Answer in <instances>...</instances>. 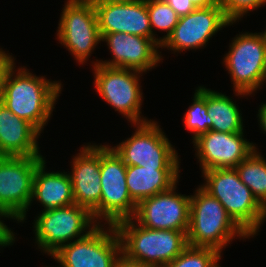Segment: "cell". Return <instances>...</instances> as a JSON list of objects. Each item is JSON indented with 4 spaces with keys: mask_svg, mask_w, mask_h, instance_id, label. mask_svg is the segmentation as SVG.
<instances>
[{
    "mask_svg": "<svg viewBox=\"0 0 266 267\" xmlns=\"http://www.w3.org/2000/svg\"><path fill=\"white\" fill-rule=\"evenodd\" d=\"M15 65L6 75L1 102L41 133L52 116L62 84L60 81L47 80L44 76H36L26 67L21 66L16 70Z\"/></svg>",
    "mask_w": 266,
    "mask_h": 267,
    "instance_id": "6da1fadb",
    "label": "cell"
},
{
    "mask_svg": "<svg viewBox=\"0 0 266 267\" xmlns=\"http://www.w3.org/2000/svg\"><path fill=\"white\" fill-rule=\"evenodd\" d=\"M200 185L218 199L234 222L249 236H255L266 220V209L252 191L240 180L235 168L209 169L202 172Z\"/></svg>",
    "mask_w": 266,
    "mask_h": 267,
    "instance_id": "7a4b0ae2",
    "label": "cell"
},
{
    "mask_svg": "<svg viewBox=\"0 0 266 267\" xmlns=\"http://www.w3.org/2000/svg\"><path fill=\"white\" fill-rule=\"evenodd\" d=\"M122 254L129 260L152 267H164L188 246L187 232L145 228L133 218L115 225Z\"/></svg>",
    "mask_w": 266,
    "mask_h": 267,
    "instance_id": "3957f363",
    "label": "cell"
},
{
    "mask_svg": "<svg viewBox=\"0 0 266 267\" xmlns=\"http://www.w3.org/2000/svg\"><path fill=\"white\" fill-rule=\"evenodd\" d=\"M235 237L250 238L229 216L218 199L201 186L190 195L188 245L209 247L222 253Z\"/></svg>",
    "mask_w": 266,
    "mask_h": 267,
    "instance_id": "277c9868",
    "label": "cell"
},
{
    "mask_svg": "<svg viewBox=\"0 0 266 267\" xmlns=\"http://www.w3.org/2000/svg\"><path fill=\"white\" fill-rule=\"evenodd\" d=\"M126 164L112 146L100 145L101 199L91 212L95 221L105 225L133 218L137 204L131 199L126 183Z\"/></svg>",
    "mask_w": 266,
    "mask_h": 267,
    "instance_id": "5b68a950",
    "label": "cell"
},
{
    "mask_svg": "<svg viewBox=\"0 0 266 267\" xmlns=\"http://www.w3.org/2000/svg\"><path fill=\"white\" fill-rule=\"evenodd\" d=\"M233 39L223 63L235 96H250L266 82V43L259 32L241 33Z\"/></svg>",
    "mask_w": 266,
    "mask_h": 267,
    "instance_id": "8992f818",
    "label": "cell"
},
{
    "mask_svg": "<svg viewBox=\"0 0 266 267\" xmlns=\"http://www.w3.org/2000/svg\"><path fill=\"white\" fill-rule=\"evenodd\" d=\"M38 215L33 225L35 243L49 256L61 246L83 238L98 225L92 213L76 203L45 210Z\"/></svg>",
    "mask_w": 266,
    "mask_h": 267,
    "instance_id": "52a82bcc",
    "label": "cell"
},
{
    "mask_svg": "<svg viewBox=\"0 0 266 267\" xmlns=\"http://www.w3.org/2000/svg\"><path fill=\"white\" fill-rule=\"evenodd\" d=\"M43 156H0V216L24 222L31 206L33 180Z\"/></svg>",
    "mask_w": 266,
    "mask_h": 267,
    "instance_id": "ba28073f",
    "label": "cell"
},
{
    "mask_svg": "<svg viewBox=\"0 0 266 267\" xmlns=\"http://www.w3.org/2000/svg\"><path fill=\"white\" fill-rule=\"evenodd\" d=\"M134 134L113 146L126 166L146 168H179V156L170 140L162 132L158 122L150 121L132 124Z\"/></svg>",
    "mask_w": 266,
    "mask_h": 267,
    "instance_id": "9c48e42d",
    "label": "cell"
},
{
    "mask_svg": "<svg viewBox=\"0 0 266 267\" xmlns=\"http://www.w3.org/2000/svg\"><path fill=\"white\" fill-rule=\"evenodd\" d=\"M96 92L115 111L123 114L131 124L150 121L141 117L143 93L140 87V71L118 67L94 65Z\"/></svg>",
    "mask_w": 266,
    "mask_h": 267,
    "instance_id": "30bf717a",
    "label": "cell"
},
{
    "mask_svg": "<svg viewBox=\"0 0 266 267\" xmlns=\"http://www.w3.org/2000/svg\"><path fill=\"white\" fill-rule=\"evenodd\" d=\"M98 224L83 238L61 246L51 255L60 267H112L122 254L115 225Z\"/></svg>",
    "mask_w": 266,
    "mask_h": 267,
    "instance_id": "8fae6325",
    "label": "cell"
},
{
    "mask_svg": "<svg viewBox=\"0 0 266 267\" xmlns=\"http://www.w3.org/2000/svg\"><path fill=\"white\" fill-rule=\"evenodd\" d=\"M64 5L57 39L73 54L77 62L86 63L102 40L95 7L87 0H67Z\"/></svg>",
    "mask_w": 266,
    "mask_h": 267,
    "instance_id": "7c38bea8",
    "label": "cell"
},
{
    "mask_svg": "<svg viewBox=\"0 0 266 267\" xmlns=\"http://www.w3.org/2000/svg\"><path fill=\"white\" fill-rule=\"evenodd\" d=\"M225 16L220 2L213 6L196 8L181 16L172 33L161 43L174 52L200 49L222 28L232 25Z\"/></svg>",
    "mask_w": 266,
    "mask_h": 267,
    "instance_id": "4fadbf2b",
    "label": "cell"
},
{
    "mask_svg": "<svg viewBox=\"0 0 266 267\" xmlns=\"http://www.w3.org/2000/svg\"><path fill=\"white\" fill-rule=\"evenodd\" d=\"M176 188L177 184L168 191L140 201L133 219L145 228L187 232L190 195L178 194Z\"/></svg>",
    "mask_w": 266,
    "mask_h": 267,
    "instance_id": "5bb4252c",
    "label": "cell"
},
{
    "mask_svg": "<svg viewBox=\"0 0 266 267\" xmlns=\"http://www.w3.org/2000/svg\"><path fill=\"white\" fill-rule=\"evenodd\" d=\"M243 132L223 133L209 130L193 141L200 169L235 168L257 147Z\"/></svg>",
    "mask_w": 266,
    "mask_h": 267,
    "instance_id": "9a60e30c",
    "label": "cell"
},
{
    "mask_svg": "<svg viewBox=\"0 0 266 267\" xmlns=\"http://www.w3.org/2000/svg\"><path fill=\"white\" fill-rule=\"evenodd\" d=\"M102 42H106L112 53L110 61H98L94 65L133 69L146 73L158 66L162 60L160 48L152 39L127 33L100 34Z\"/></svg>",
    "mask_w": 266,
    "mask_h": 267,
    "instance_id": "2e32d148",
    "label": "cell"
},
{
    "mask_svg": "<svg viewBox=\"0 0 266 267\" xmlns=\"http://www.w3.org/2000/svg\"><path fill=\"white\" fill-rule=\"evenodd\" d=\"M93 5L100 34L123 32L152 39L147 0Z\"/></svg>",
    "mask_w": 266,
    "mask_h": 267,
    "instance_id": "e0dca14e",
    "label": "cell"
},
{
    "mask_svg": "<svg viewBox=\"0 0 266 267\" xmlns=\"http://www.w3.org/2000/svg\"><path fill=\"white\" fill-rule=\"evenodd\" d=\"M73 157L69 175L75 203L92 212L101 199L100 145H84Z\"/></svg>",
    "mask_w": 266,
    "mask_h": 267,
    "instance_id": "ac0fdd59",
    "label": "cell"
},
{
    "mask_svg": "<svg viewBox=\"0 0 266 267\" xmlns=\"http://www.w3.org/2000/svg\"><path fill=\"white\" fill-rule=\"evenodd\" d=\"M40 132L29 122L12 113L0 102V156H42Z\"/></svg>",
    "mask_w": 266,
    "mask_h": 267,
    "instance_id": "d6986e66",
    "label": "cell"
},
{
    "mask_svg": "<svg viewBox=\"0 0 266 267\" xmlns=\"http://www.w3.org/2000/svg\"><path fill=\"white\" fill-rule=\"evenodd\" d=\"M45 159L37 166L33 180L31 204L37 200L43 211L75 203L71 178L67 172H46Z\"/></svg>",
    "mask_w": 266,
    "mask_h": 267,
    "instance_id": "ffe728a7",
    "label": "cell"
},
{
    "mask_svg": "<svg viewBox=\"0 0 266 267\" xmlns=\"http://www.w3.org/2000/svg\"><path fill=\"white\" fill-rule=\"evenodd\" d=\"M179 168L127 166L126 183L131 199L140 201L171 189L179 181Z\"/></svg>",
    "mask_w": 266,
    "mask_h": 267,
    "instance_id": "44dd1931",
    "label": "cell"
},
{
    "mask_svg": "<svg viewBox=\"0 0 266 267\" xmlns=\"http://www.w3.org/2000/svg\"><path fill=\"white\" fill-rule=\"evenodd\" d=\"M207 113L212 121L210 130L223 133L244 132L242 114L236 101L222 94L206 88Z\"/></svg>",
    "mask_w": 266,
    "mask_h": 267,
    "instance_id": "7402d4cb",
    "label": "cell"
},
{
    "mask_svg": "<svg viewBox=\"0 0 266 267\" xmlns=\"http://www.w3.org/2000/svg\"><path fill=\"white\" fill-rule=\"evenodd\" d=\"M235 169L239 173L240 180L266 209V158L254 149Z\"/></svg>",
    "mask_w": 266,
    "mask_h": 267,
    "instance_id": "603a6c76",
    "label": "cell"
},
{
    "mask_svg": "<svg viewBox=\"0 0 266 267\" xmlns=\"http://www.w3.org/2000/svg\"><path fill=\"white\" fill-rule=\"evenodd\" d=\"M193 103L184 114V126L192 132L194 141L200 135L207 133L212 128V121L207 113L206 87L199 86L194 93Z\"/></svg>",
    "mask_w": 266,
    "mask_h": 267,
    "instance_id": "cb8c5ba5",
    "label": "cell"
},
{
    "mask_svg": "<svg viewBox=\"0 0 266 267\" xmlns=\"http://www.w3.org/2000/svg\"><path fill=\"white\" fill-rule=\"evenodd\" d=\"M147 11L149 14L152 30V40L160 47L161 43L172 33L180 16L164 0H147ZM155 29L167 32L164 37L156 38Z\"/></svg>",
    "mask_w": 266,
    "mask_h": 267,
    "instance_id": "d4e9b609",
    "label": "cell"
},
{
    "mask_svg": "<svg viewBox=\"0 0 266 267\" xmlns=\"http://www.w3.org/2000/svg\"><path fill=\"white\" fill-rule=\"evenodd\" d=\"M221 257V253L213 248L188 245L179 256L164 267H216Z\"/></svg>",
    "mask_w": 266,
    "mask_h": 267,
    "instance_id": "484cf974",
    "label": "cell"
},
{
    "mask_svg": "<svg viewBox=\"0 0 266 267\" xmlns=\"http://www.w3.org/2000/svg\"><path fill=\"white\" fill-rule=\"evenodd\" d=\"M219 2L226 18L231 23H236L245 14L266 5V0H219Z\"/></svg>",
    "mask_w": 266,
    "mask_h": 267,
    "instance_id": "4316f807",
    "label": "cell"
},
{
    "mask_svg": "<svg viewBox=\"0 0 266 267\" xmlns=\"http://www.w3.org/2000/svg\"><path fill=\"white\" fill-rule=\"evenodd\" d=\"M14 57L9 53H6L2 48L0 49V102L3 94V86L8 71L15 64Z\"/></svg>",
    "mask_w": 266,
    "mask_h": 267,
    "instance_id": "83f0119b",
    "label": "cell"
},
{
    "mask_svg": "<svg viewBox=\"0 0 266 267\" xmlns=\"http://www.w3.org/2000/svg\"><path fill=\"white\" fill-rule=\"evenodd\" d=\"M178 16H184L196 9L190 0H164Z\"/></svg>",
    "mask_w": 266,
    "mask_h": 267,
    "instance_id": "f1b7e54d",
    "label": "cell"
},
{
    "mask_svg": "<svg viewBox=\"0 0 266 267\" xmlns=\"http://www.w3.org/2000/svg\"><path fill=\"white\" fill-rule=\"evenodd\" d=\"M1 219L2 217L0 216V246L2 248L5 246L7 247L9 245H12V243L14 244L15 235L11 231V229L8 228L5 223H3L4 221Z\"/></svg>",
    "mask_w": 266,
    "mask_h": 267,
    "instance_id": "f546056e",
    "label": "cell"
},
{
    "mask_svg": "<svg viewBox=\"0 0 266 267\" xmlns=\"http://www.w3.org/2000/svg\"><path fill=\"white\" fill-rule=\"evenodd\" d=\"M112 267H152L127 259L123 254L115 261Z\"/></svg>",
    "mask_w": 266,
    "mask_h": 267,
    "instance_id": "4dcf8cb0",
    "label": "cell"
},
{
    "mask_svg": "<svg viewBox=\"0 0 266 267\" xmlns=\"http://www.w3.org/2000/svg\"><path fill=\"white\" fill-rule=\"evenodd\" d=\"M258 122L260 123L259 126L261 127L262 131L266 133V103L263 105L261 104L258 110Z\"/></svg>",
    "mask_w": 266,
    "mask_h": 267,
    "instance_id": "1f68e13d",
    "label": "cell"
},
{
    "mask_svg": "<svg viewBox=\"0 0 266 267\" xmlns=\"http://www.w3.org/2000/svg\"><path fill=\"white\" fill-rule=\"evenodd\" d=\"M196 8H203L213 6L219 2V0H190Z\"/></svg>",
    "mask_w": 266,
    "mask_h": 267,
    "instance_id": "d6a6232c",
    "label": "cell"
},
{
    "mask_svg": "<svg viewBox=\"0 0 266 267\" xmlns=\"http://www.w3.org/2000/svg\"><path fill=\"white\" fill-rule=\"evenodd\" d=\"M93 4H106V3H115V2H128L131 0H87Z\"/></svg>",
    "mask_w": 266,
    "mask_h": 267,
    "instance_id": "836d02e7",
    "label": "cell"
},
{
    "mask_svg": "<svg viewBox=\"0 0 266 267\" xmlns=\"http://www.w3.org/2000/svg\"><path fill=\"white\" fill-rule=\"evenodd\" d=\"M260 34L262 35L264 42L266 43V29L265 31H262Z\"/></svg>",
    "mask_w": 266,
    "mask_h": 267,
    "instance_id": "e575fe53",
    "label": "cell"
}]
</instances>
